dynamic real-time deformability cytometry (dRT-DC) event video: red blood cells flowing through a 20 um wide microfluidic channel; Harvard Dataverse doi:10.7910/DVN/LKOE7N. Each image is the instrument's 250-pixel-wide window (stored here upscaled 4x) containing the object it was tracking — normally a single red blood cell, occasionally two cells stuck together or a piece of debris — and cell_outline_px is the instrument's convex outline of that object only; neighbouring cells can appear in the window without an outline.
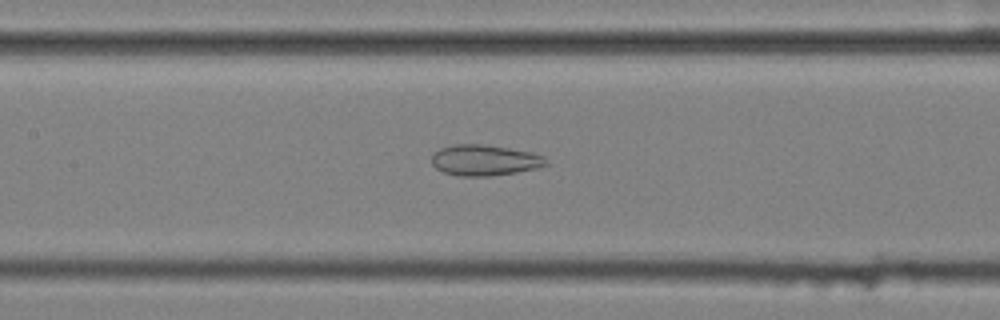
{"species": "common noctule bat (a hibernating species)", "species_latin": "Nyctalus noctula", "temperature_condition": "cold", "stored_images_in_passage": 58, "camera_frame_rate_fps": 3000, "um_per_image_px": 0.085, "animal": {"sex": "female", "body_mass_g": 25.1}, "frame": {"image": 1, "passage_image": 28, "time_ms": 9.0, "image_size_px": [1000, 320], "cell_outline_px": [[548, 164], [536, 168], [516, 172], [492, 176], [460, 176], [444, 172], [436, 168], [432, 164], [432, 152], [440, 148], [452, 144], [484, 144], [532, 152], [544, 156], [548, 160]], "centroid_in_image_um": [41.18, 13.61], "position_along_channel_um": 166.2, "area_um2": 20.69}}
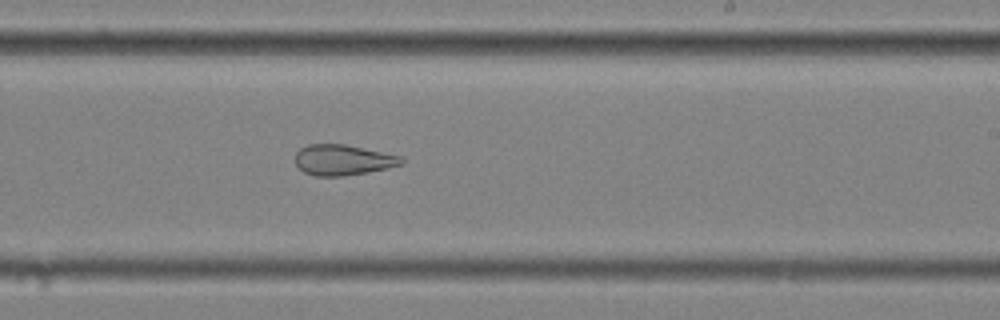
{"frame": {"image": 2, "passage_image": 36, "time_ms": 11.667, "image_size_px": [1000, 320], "cell_outline_px": [[404, 164], [388, 168], [368, 172], [344, 176], [316, 176], [304, 172], [296, 164], [296, 152], [300, 148], [308, 144], [344, 144], [400, 156], [404, 160]], "centroid_in_image_um": [29.14, 13.6], "position_along_channel_um": 259.9, "area_um2": 18.84}}
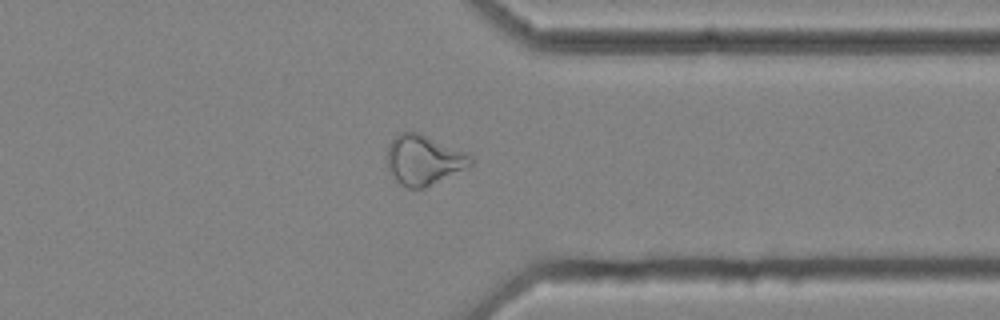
{"frame": {"image": 3, "passage_image": 46, "time_ms": 15.0, "image_size_px": [1000, 320], "cell_outline_px": [[476, 160], [472, 164], [424, 188], [408, 188], [400, 184], [396, 180], [388, 168], [388, 144], [400, 132], [420, 132], [468, 152]], "centroid_in_image_um": [36.04, 13.56], "position_along_channel_um": 375.4, "area_um2": 24.22}, "authors_computed_cell_mechanics": {"area_um2": 26.4146, "velocity_mm_per_s": 3.5275, "shape_relaxation_time_tau1_ms": null, "shape_relaxation_time_tau2_ms": 2.4574, "deformation_change_tau1": null, "deformation_change_tau2": 0.1079}}